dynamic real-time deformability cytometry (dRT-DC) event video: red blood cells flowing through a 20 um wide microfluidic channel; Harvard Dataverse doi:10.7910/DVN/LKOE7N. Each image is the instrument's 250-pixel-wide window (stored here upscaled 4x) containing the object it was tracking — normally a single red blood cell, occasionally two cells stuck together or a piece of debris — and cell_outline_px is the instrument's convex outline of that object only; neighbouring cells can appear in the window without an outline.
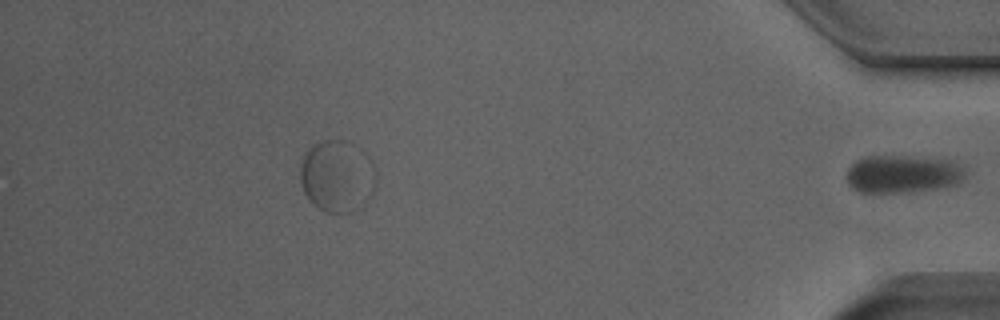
{"species": "Egyptian fruit bat (a non-hibernating species)", "species_latin": "Rousettus aegyptiacus", "temperature_condition": "room temperature", "stored_images_in_passage": 38, "segment_of_instrument_passage": [2, 2], "camera_frame_rate_fps": 3000, "um_per_image_px": 0.085, "animal": {"sex": "male"}, "frame": {"image": 1, "passage_image": 38, "time_ms": 12.333, "image_size_px": [1000, 320], "cell_outline_px": [[968, 176], [960, 184], [944, 188], [900, 192], [860, 192], [852, 188], [848, 184], [848, 168], [856, 160], [864, 156], [912, 156], [952, 160], [960, 164], [968, 172]], "centroid_in_image_um": [76.83, 14.78], "position_along_channel_um": 358.4, "area_um2": 26.7}}